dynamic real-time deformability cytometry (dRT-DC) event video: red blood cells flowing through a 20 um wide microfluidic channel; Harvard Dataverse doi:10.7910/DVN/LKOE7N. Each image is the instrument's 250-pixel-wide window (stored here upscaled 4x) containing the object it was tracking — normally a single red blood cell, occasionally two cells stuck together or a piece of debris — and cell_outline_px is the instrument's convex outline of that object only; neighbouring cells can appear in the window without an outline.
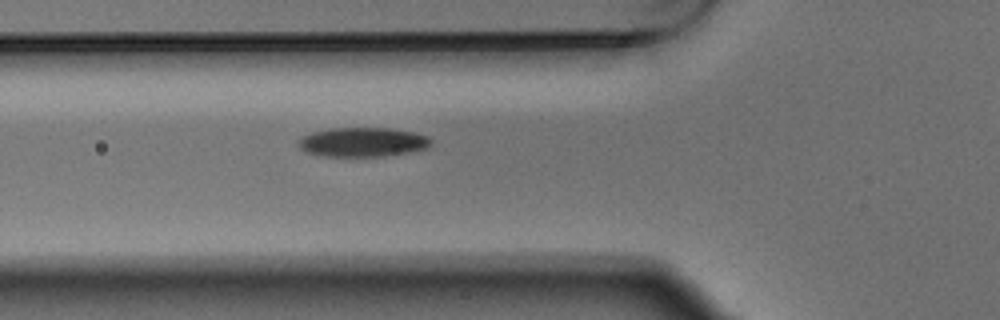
{"species": "Egyptian fruit bat (a non-hibernating species)", "species_latin": "Rousettus aegyptiacus", "temperature_condition": "warm", "stored_images_in_passage": 3, "segment_of_instrument_passage": [1, 2], "camera_frame_rate_fps": 3000, "um_per_image_px": 0.085, "animal": {"sex": "male"}, "frame": {"image": 1, "passage_image": 2, "time_ms": 0.333, "image_size_px": [1000, 320], "cell_outline_px": [[432, 144], [428, 148], [408, 152], [384, 156], [324, 156], [304, 152], [296, 144], [296, 140], [312, 132], [328, 128], [388, 128], [416, 132], [428, 136], [432, 140]], "centroid_in_image_um": [30.82, 12.07], "position_along_channel_um": 95.0, "area_um2": 22.89}}